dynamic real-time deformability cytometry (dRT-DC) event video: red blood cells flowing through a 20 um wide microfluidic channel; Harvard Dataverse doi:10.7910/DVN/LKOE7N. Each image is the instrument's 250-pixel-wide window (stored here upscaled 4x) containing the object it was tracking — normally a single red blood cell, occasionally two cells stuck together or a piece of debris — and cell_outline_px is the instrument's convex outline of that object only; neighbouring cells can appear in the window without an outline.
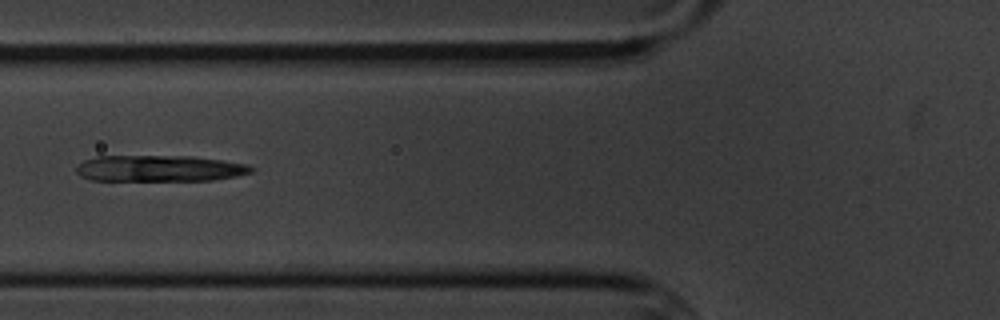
{"species": "common noctule bat (a hibernating species)", "species_latin": "Nyctalus noctula", "temperature_condition": "cold", "stored_images_in_passage": 7, "camera_frame_rate_fps": 3000, "um_per_image_px": 0.085, "animal": {"sex": "male", "body_mass_g": 20.1, "forearm_length_mm": 53.5}, "frame": {"image": 1, "passage_image": 5, "time_ms": 4.667, "image_size_px": [1000, 320], "cell_outline_px": [[256, 168], [252, 172], [236, 176], [212, 180], [92, 180], [80, 176], [76, 172], [76, 164], [84, 160], [96, 156], [192, 156], [248, 164]], "centroid_in_image_um": [13.54, 14.31], "position_along_channel_um": 112.3, "area_um2": 26.82}}
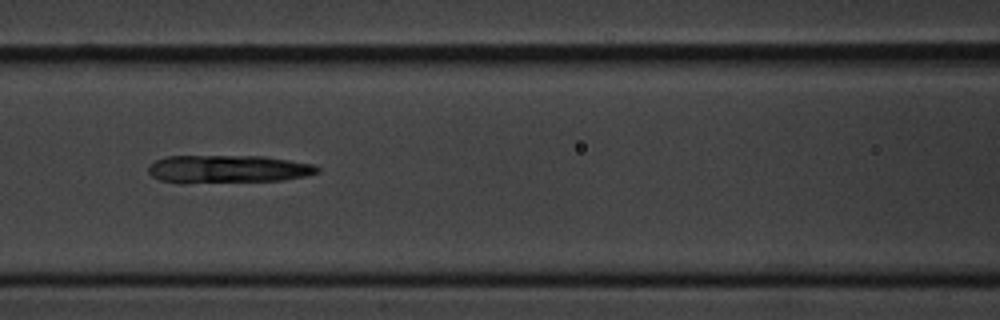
{"frame": {"image": 2, "passage_image": 6, "time_ms": 5.667, "image_size_px": [1000, 320], "cell_outline_px": [[320, 172], [304, 176], [280, 180], [184, 184], [180, 184], [160, 180], [152, 176], [148, 172], [148, 164], [156, 160], [168, 156], [264, 156], [316, 164], [320, 168]], "centroid_in_image_um": [19.34, 14.38], "position_along_channel_um": 147.3, "area_um2": 27.98}}
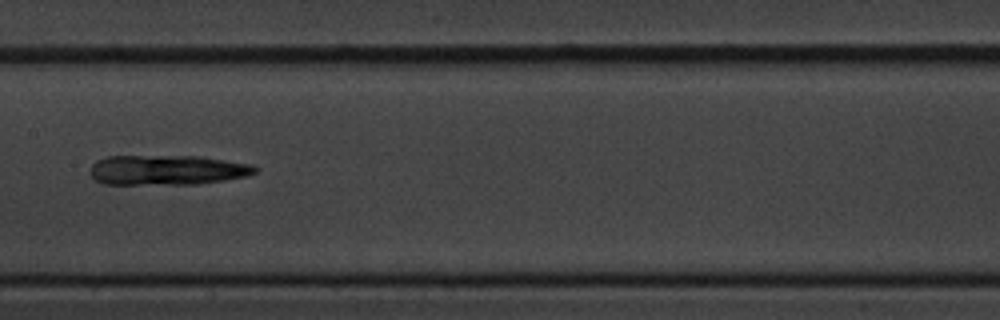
{"frame": {"image": 3, "passage_image": 7, "time_ms": 7.0, "image_size_px": [1000, 320], "cell_outline_px": [[260, 168], [256, 172], [248, 176], [224, 180], [196, 184], [104, 184], [96, 180], [88, 172], [92, 164], [96, 160], [108, 156], [200, 156], [252, 164]], "centroid_in_image_um": [14.21, 14.45], "position_along_channel_um": 193.2, "area_um2": 29.02}}